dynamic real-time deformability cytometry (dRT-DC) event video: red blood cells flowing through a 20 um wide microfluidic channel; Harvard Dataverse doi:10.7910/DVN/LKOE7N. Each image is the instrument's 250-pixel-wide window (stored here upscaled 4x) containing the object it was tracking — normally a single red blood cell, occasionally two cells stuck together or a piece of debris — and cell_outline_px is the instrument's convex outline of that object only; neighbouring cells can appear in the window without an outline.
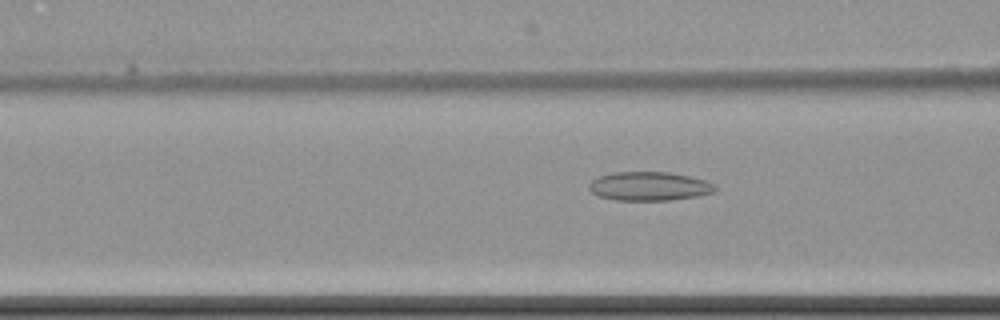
{"species": "common noctule bat (a hibernating species)", "species_latin": "Nyctalus noctula", "temperature_condition": "cold", "stored_images_in_passage": 10, "camera_frame_rate_fps": 3000, "um_per_image_px": 0.085, "animal": {"sex": "female", "body_mass_g": 22.7, "forearm_length_mm": 54.2}, "frame": {"image": 1, "passage_image": 5, "time_ms": 5.667, "image_size_px": [1000, 320], "cell_outline_px": [[716, 188], [712, 192], [696, 196], [668, 200], [616, 200], [600, 196], [592, 192], [588, 188], [588, 184], [592, 180], [600, 176], [612, 172], [672, 172], [704, 180], [716, 184]], "centroid_in_image_um": [55.16, 15.82], "position_along_channel_um": 111.4, "area_um2": 21.04}}
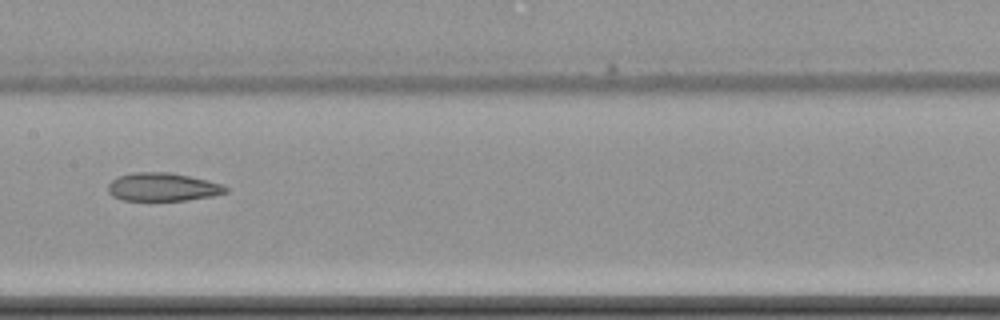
{"frame": {"image": 2, "passage_image": 7, "time_ms": 8.0, "image_size_px": [1000, 320], "cell_outline_px": [[228, 192], [212, 196], [184, 200], [120, 200], [112, 196], [108, 192], [108, 184], [116, 176], [132, 172], [168, 172], [208, 180], [224, 184], [228, 188]], "centroid_in_image_um": [13.81, 15.89], "position_along_channel_um": 193.6, "area_um2": 19.48}}
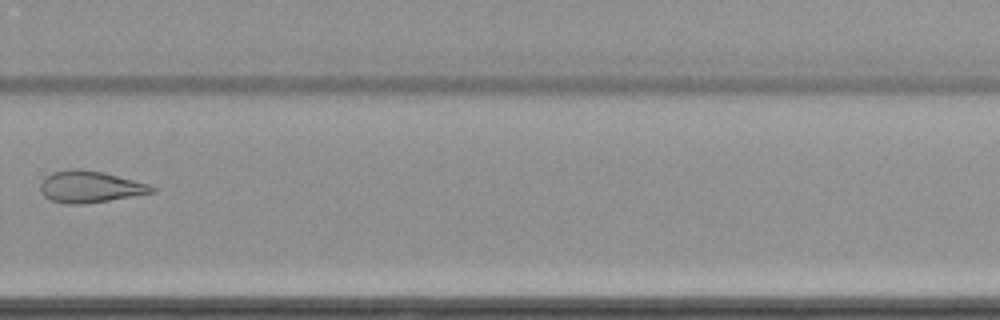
{"frame": {"image": 3, "passage_image": 10, "time_ms": 11.667, "image_size_px": [1000, 320], "cell_outline_px": [[156, 192], [84, 204], [64, 204], [52, 200], [44, 196], [40, 192], [40, 184], [44, 176], [52, 172], [68, 168], [80, 168], [100, 172], [148, 184], [156, 188]], "centroid_in_image_um": [7.58, 15.87], "position_along_channel_um": 322.2, "area_um2": 20.52}}